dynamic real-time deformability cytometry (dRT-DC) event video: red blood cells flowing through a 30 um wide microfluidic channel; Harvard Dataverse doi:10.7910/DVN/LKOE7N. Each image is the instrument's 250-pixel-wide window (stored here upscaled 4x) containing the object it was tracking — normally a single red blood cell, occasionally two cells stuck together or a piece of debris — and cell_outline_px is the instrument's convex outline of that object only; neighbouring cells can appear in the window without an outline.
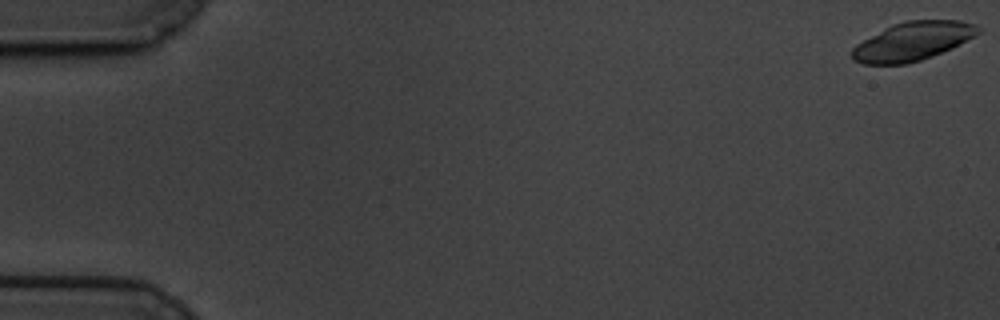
{"species": "common noctule bat (a hibernating species)", "species_latin": "Nyctalus noctula", "temperature_condition": "cold", "stored_images_in_passage": 30, "camera_frame_rate_fps": 3000, "um_per_image_px": 0.085, "animal": {"sex": "male", "body_mass_g": 19.5, "forearm_length_mm": 54.6}, "frame": {"image": 1, "passage_image": 1, "time_ms": 0.0, "image_size_px": [1000, 320], "cell_outline_px": [[984, 28], [976, 36], [952, 48], [932, 56], [920, 60], [904, 64], [864, 64], [852, 60], [848, 52], [856, 44], [884, 28], [892, 24], [904, 20], [960, 20], [976, 24]], "centroid_in_image_um": [77.58, 3.5], "position_along_channel_um": 7.4, "area_um2": 28.73}}
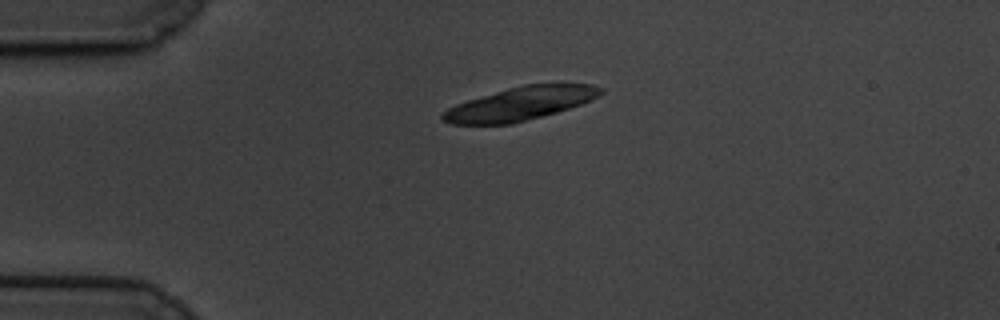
{"frame": {"image": 2, "passage_image": 15, "time_ms": 4.667, "image_size_px": [1000, 320], "cell_outline_px": [[604, 92], [600, 96], [592, 100], [556, 112], [512, 124], [448, 124], [440, 120], [440, 116], [448, 108], [456, 104], [468, 100], [508, 88], [524, 84], [592, 84], [604, 88]], "centroid_in_image_um": [44.22, 8.81], "position_along_channel_um": 40.8, "area_um2": 30.58}}